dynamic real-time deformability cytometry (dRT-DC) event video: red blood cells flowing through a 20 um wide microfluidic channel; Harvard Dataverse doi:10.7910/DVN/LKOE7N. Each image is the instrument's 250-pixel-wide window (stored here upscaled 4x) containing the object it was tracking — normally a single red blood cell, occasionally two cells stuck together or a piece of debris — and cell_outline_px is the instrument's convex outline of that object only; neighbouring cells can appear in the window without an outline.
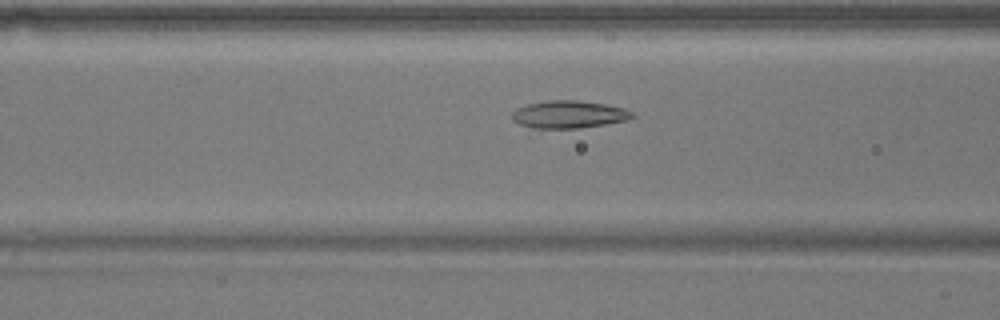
{"species": "common noctule bat (a hibernating species)", "species_latin": "Nyctalus noctula", "temperature_condition": "warm", "stored_images_in_passage": 43, "camera_frame_rate_fps": 3000, "um_per_image_px": 0.085, "animal": {"sex": "male", "body_mass_g": 17.9}, "frame": {"image": 1, "passage_image": 13, "time_ms": 4.0, "image_size_px": [1000, 320], "cell_outline_px": [[636, 116], [628, 120], [608, 124], [580, 128], [532, 128], [520, 124], [512, 120], [512, 112], [516, 108], [528, 104], [548, 100], [576, 100], [604, 104], [624, 108], [632, 112]], "centroid_in_image_um": [48.36, 9.73], "position_along_channel_um": 118.2, "area_um2": 19.36}}
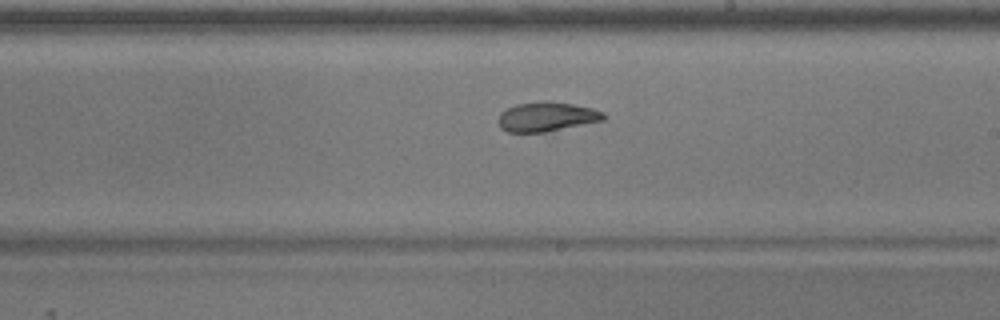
{"frame": {"image": 2, "passage_image": 23, "time_ms": 7.333, "image_size_px": [1000, 320], "cell_outline_px": [[608, 116], [604, 120], [544, 132], [508, 132], [500, 128], [496, 120], [500, 112], [516, 104], [544, 100], [572, 104], [592, 108], [604, 112]], "centroid_in_image_um": [46.44, 9.91], "position_along_channel_um": 242.6, "area_um2": 18.21}}
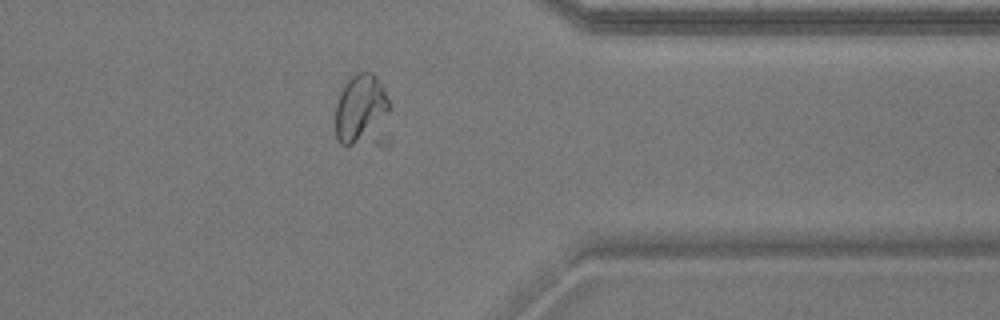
{"frame": {"image": 3, "passage_image": 35, "time_ms": 11.333, "image_size_px": [1000, 320], "cell_outline_px": [[392, 104], [352, 144], [340, 144], [336, 136], [336, 104], [340, 92], [344, 84], [356, 72], [372, 72], [376, 76], [384, 88]], "centroid_in_image_um": [30.56, 9.02], "position_along_channel_um": 380.8, "area_um2": 19.48}}